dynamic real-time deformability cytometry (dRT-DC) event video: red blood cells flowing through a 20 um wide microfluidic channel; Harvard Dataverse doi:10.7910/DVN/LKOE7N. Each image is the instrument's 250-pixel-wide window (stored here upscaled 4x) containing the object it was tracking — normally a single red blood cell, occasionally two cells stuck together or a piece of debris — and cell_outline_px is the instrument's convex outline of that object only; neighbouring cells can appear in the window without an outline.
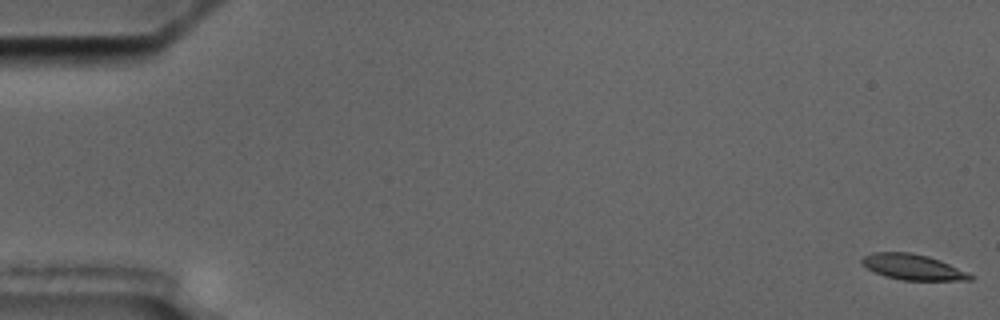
{"species": "common noctule bat (a hibernating species)", "species_latin": "Nyctalus noctula", "temperature_condition": "cold", "stored_images_in_passage": 6, "camera_frame_rate_fps": 3000, "um_per_image_px": 0.085, "animal": {"sex": "male", "body_mass_g": 17.5, "forearm_length_mm": 52.3}, "frame": {"image": 1, "passage_image": 1, "time_ms": 0.0, "image_size_px": [1000, 320], "cell_outline_px": [[976, 276], [972, 280], [904, 280], [884, 276], [860, 264], [860, 260], [864, 256], [872, 252], [912, 252], [928, 256], [940, 260]], "centroid_in_image_um": [77.59, 22.69], "position_along_channel_um": 7.4, "area_um2": 16.18}}
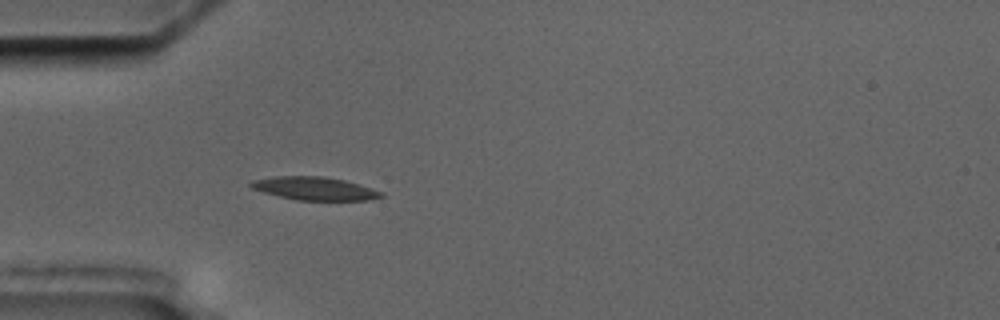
{"frame": {"image": 2, "passage_image": 6, "time_ms": 5.667, "image_size_px": [1000, 320], "cell_outline_px": [[384, 196], [368, 200], [296, 200], [264, 192], [252, 188], [248, 184], [252, 180], [276, 176], [324, 176], [344, 180], [360, 184], [384, 192]], "centroid_in_image_um": [26.77, 16.02], "position_along_channel_um": 58.2, "area_um2": 17.57}}